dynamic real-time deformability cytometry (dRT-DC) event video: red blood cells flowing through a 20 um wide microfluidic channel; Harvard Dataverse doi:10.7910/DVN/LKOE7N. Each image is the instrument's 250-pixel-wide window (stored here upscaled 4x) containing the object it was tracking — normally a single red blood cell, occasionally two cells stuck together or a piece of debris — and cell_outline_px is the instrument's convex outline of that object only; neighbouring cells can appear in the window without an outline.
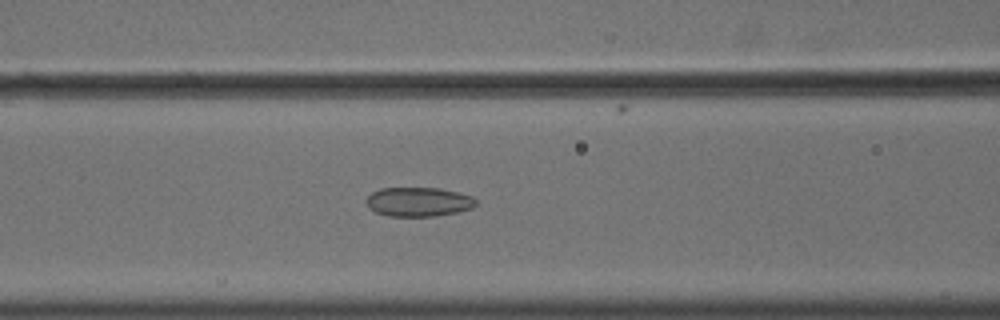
{"species": "common noctule bat (a hibernating species)", "species_latin": "Nyctalus noctula", "temperature_condition": "cold", "stored_images_in_passage": 57, "camera_frame_rate_fps": 3000, "um_per_image_px": 0.085, "animal": {"sex": "male", "body_mass_g": 18.8}, "frame": {"image": 1, "passage_image": 25, "time_ms": 8.0, "image_size_px": [1000, 320], "cell_outline_px": [[476, 204], [472, 208], [456, 212], [436, 216], [388, 216], [376, 212], [368, 208], [364, 200], [372, 192], [380, 188], [440, 188], [472, 196], [476, 200]], "centroid_in_image_um": [35.53, 17.15], "position_along_channel_um": 131.1, "area_um2": 18.73}}
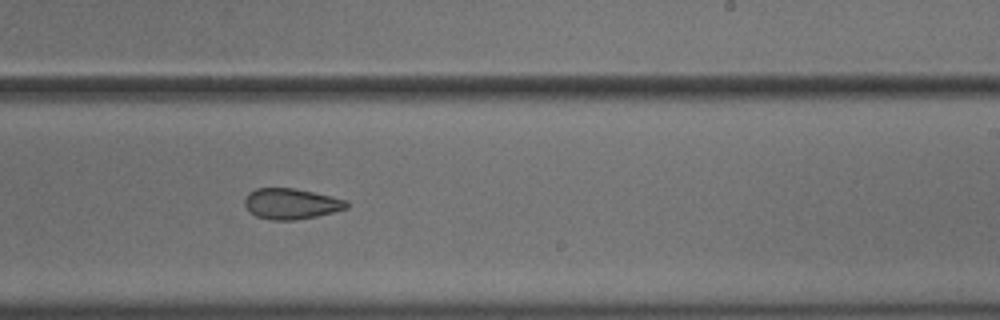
{"frame": {"image": 2, "passage_image": 36, "time_ms": 11.667, "image_size_px": [1000, 320], "cell_outline_px": [[348, 208], [316, 216], [296, 220], [272, 220], [256, 216], [244, 204], [244, 200], [248, 192], [256, 188], [292, 188], [332, 196], [348, 200]], "centroid_in_image_um": [24.75, 17.31], "position_along_channel_um": 264.2, "area_um2": 18.15}}
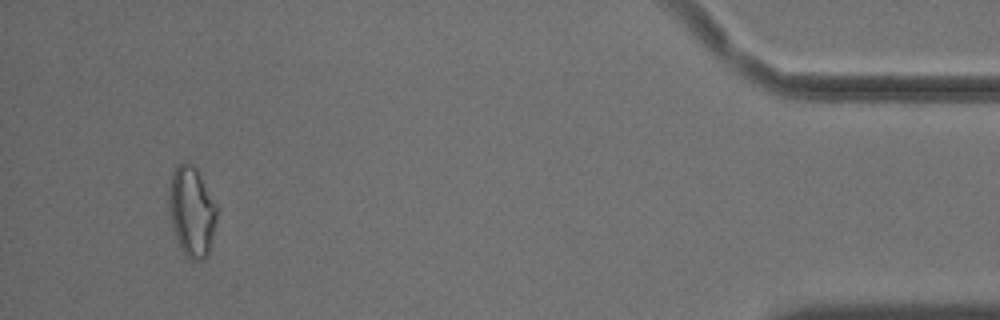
{"frame": {"image": 3, "passage_image": 54, "time_ms": 17.667, "image_size_px": [1000, 320], "cell_outline_px": [[216, 220], [212, 240], [208, 256], [204, 260], [192, 260], [184, 252], [172, 228], [168, 208], [168, 192], [172, 172], [176, 164], [184, 160], [192, 164], [196, 168], [216, 204]], "centroid_in_image_um": [16.27, 17.93], "position_along_channel_um": 418.9, "area_um2": 25.2}, "authors_computed_cell_mechanics": {"area_um2": 21.2126, "velocity_mm_per_s": 3.629, "shape_relaxation_time_tau1_ms": null, "shape_relaxation_time_tau2_ms": 3.0181, "deformation_change_tau1": null, "deformation_change_tau2": 0.0996}}